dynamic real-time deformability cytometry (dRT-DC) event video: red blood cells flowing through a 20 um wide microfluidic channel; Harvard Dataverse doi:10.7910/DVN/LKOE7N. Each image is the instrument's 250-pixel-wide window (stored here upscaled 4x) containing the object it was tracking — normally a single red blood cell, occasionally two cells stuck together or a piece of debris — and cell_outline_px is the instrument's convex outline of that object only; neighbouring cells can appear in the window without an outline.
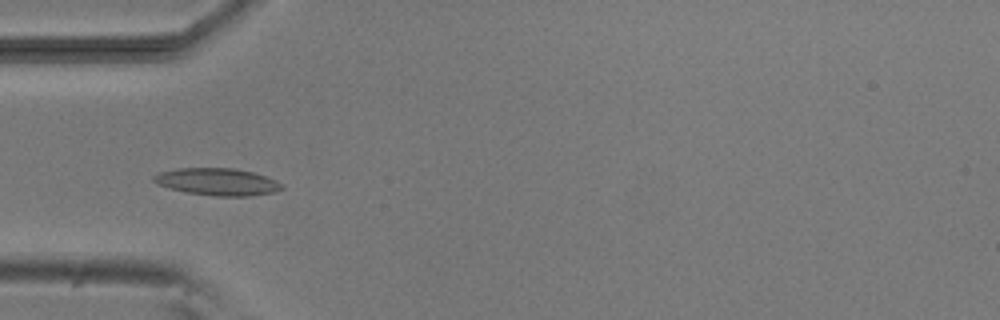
{"species": "common noctule bat (a hibernating species)", "species_latin": "Nyctalus noctula", "temperature_condition": "room temperature", "stored_images_in_passage": 9, "camera_frame_rate_fps": 3000, "um_per_image_px": 0.085, "animal": {"sex": "male", "body_mass_g": 20.5, "forearm_length_mm": 52.5}, "frame": {"image": 1, "passage_image": 3, "time_ms": 2.333, "image_size_px": [1000, 320], "cell_outline_px": [[284, 188], [276, 192], [248, 196], [216, 196], [188, 192], [156, 184], [152, 180], [152, 176], [160, 172], [176, 168], [232, 168], [252, 172], [276, 180], [284, 184]], "centroid_in_image_um": [18.5, 15.45], "position_along_channel_um": 66.5, "area_um2": 20.23}}
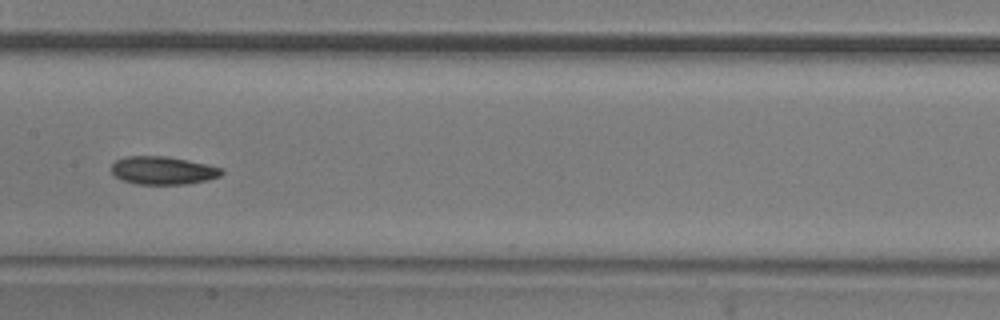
{"frame": {"image": 2, "passage_image": 6, "time_ms": 5.667, "image_size_px": [1000, 320], "cell_outline_px": [[224, 172], [220, 176], [208, 180], [188, 184], [136, 184], [120, 180], [112, 172], [112, 164], [116, 160], [124, 156], [168, 156], [208, 164], [224, 168]], "centroid_in_image_um": [13.87, 14.48], "position_along_channel_um": 193.5, "area_um2": 18.26}}
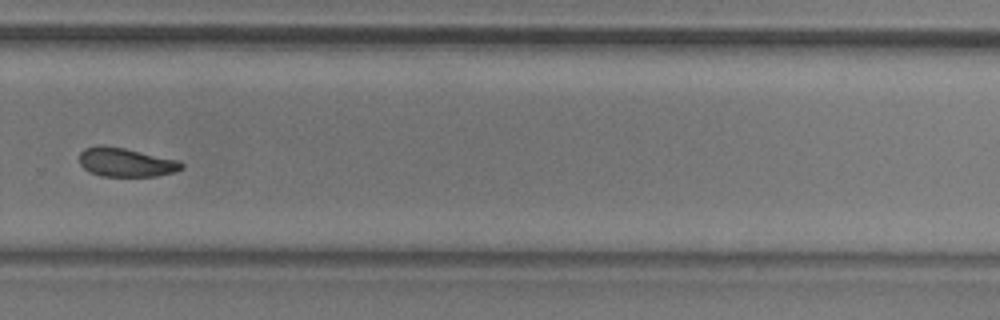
{"frame": {"image": 3, "passage_image": 9, "time_ms": 9.0, "image_size_px": [1000, 320], "cell_outline_px": [[184, 168], [176, 172], [156, 176], [100, 176], [88, 172], [80, 164], [80, 152], [84, 148], [100, 144], [104, 144], [124, 148], [180, 160], [184, 164]], "centroid_in_image_um": [10.71, 13.79], "position_along_channel_um": 319.1, "area_um2": 17.51}}